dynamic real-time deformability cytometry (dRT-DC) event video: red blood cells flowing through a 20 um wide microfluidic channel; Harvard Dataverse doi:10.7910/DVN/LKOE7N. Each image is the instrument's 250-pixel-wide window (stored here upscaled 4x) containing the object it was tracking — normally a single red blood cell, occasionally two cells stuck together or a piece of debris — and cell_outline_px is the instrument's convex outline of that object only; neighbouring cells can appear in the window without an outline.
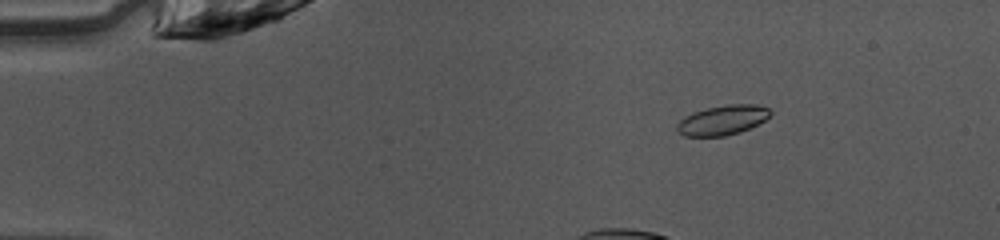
{"species": "common noctule bat (a hibernating species)", "species_latin": "Nyctalus noctula", "temperature_condition": "warm", "stored_images_in_passage": 48, "camera_frame_rate_fps": 3000, "um_per_image_px": 0.085, "animal": {"sex": "female", "body_mass_g": 10.0, "forearm_length_mm": 53.1}, "frame": {"image": 1, "passage_image": 8, "time_ms": 2.333, "image_size_px": [1000, 240], "cell_outline_px": [[772, 112], [764, 120], [740, 132], [724, 136], [684, 136], [676, 132], [676, 124], [684, 116], [692, 112], [708, 108], [728, 104], [756, 104], [768, 108]], "centroid_in_image_um": [61.36, 10.21], "position_along_channel_um": 23.6, "area_um2": 16.13}}
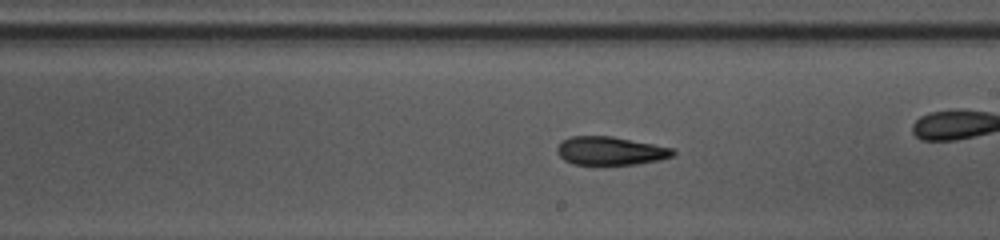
{"frame": {"image": 2, "passage_image": 27, "time_ms": 8.667, "image_size_px": [1000, 240], "cell_outline_px": [[676, 152], [672, 156], [660, 160], [636, 164], [572, 164], [564, 160], [556, 152], [556, 148], [560, 140], [572, 136], [612, 136], [676, 148]], "centroid_in_image_um": [51.88, 12.81], "position_along_channel_um": 237.1, "area_um2": 19.36}}
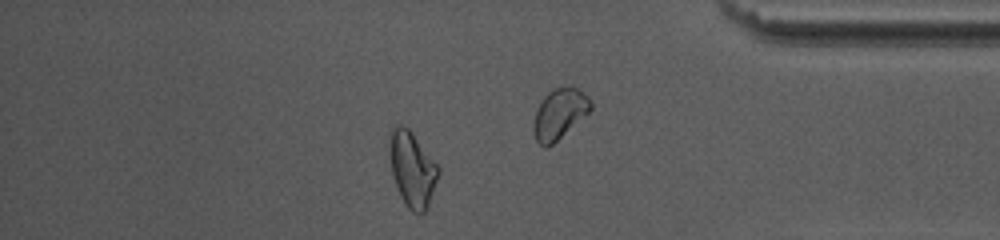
{"frame": {"image": 3, "passage_image": 41, "time_ms": 13.333, "image_size_px": [1000, 240], "cell_outline_px": [[440, 172], [428, 204], [424, 212], [420, 216], [412, 212], [408, 208], [400, 196], [392, 172], [388, 152], [392, 128], [400, 124], [408, 128], [412, 132], [440, 168]], "centroid_in_image_um": [35.04, 14.39], "position_along_channel_um": 400.2, "area_um2": 21.21}, "authors_computed_cell_mechanics": {"area_um2": 19.6809, "velocity_mm_per_s": 4.0906, "shape_relaxation_time_tau1_ms": null, "shape_relaxation_time_tau2_ms": 4.3004, "deformation_change_tau1": null, "deformation_change_tau2": 0.1305}}